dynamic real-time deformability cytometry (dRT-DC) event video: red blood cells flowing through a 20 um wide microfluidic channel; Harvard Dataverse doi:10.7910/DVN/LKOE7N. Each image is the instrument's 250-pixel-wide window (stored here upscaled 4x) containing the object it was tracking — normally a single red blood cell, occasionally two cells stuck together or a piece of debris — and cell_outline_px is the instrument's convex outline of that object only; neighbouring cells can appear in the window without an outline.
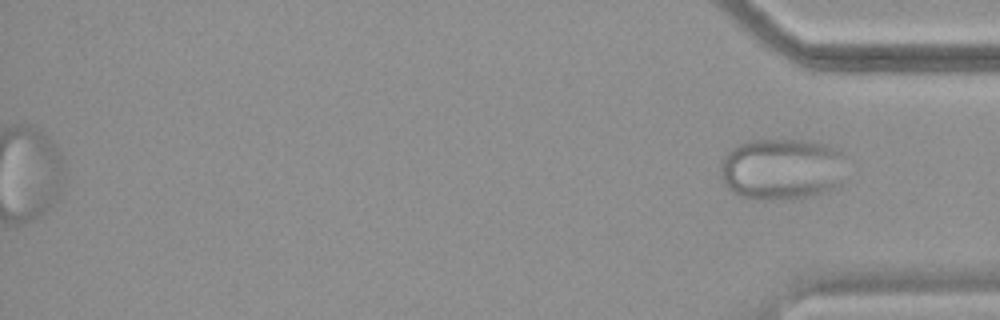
{"species": "common noctule bat (a hibernating species)", "species_latin": "Nyctalus noctula", "temperature_condition": "warm", "stored_images_in_passage": 52, "segment_of_instrument_passage": [2, 2], "camera_frame_rate_fps": 3000, "um_per_image_px": 0.085, "animal": {"sex": "female", "body_mass_g": 18.4}, "frame": {"image": 1, "passage_image": 52, "time_ms": 17.0, "image_size_px": [1000, 320], "cell_outline_px": [[844, 148], [840, 184], [836, 188], [812, 196], [788, 200], [748, 200], [732, 192], [724, 184], [720, 176], [720, 164], [724, 156], [732, 148], [748, 140], [808, 140]], "centroid_in_image_um": [66.44, 14.38], "position_along_channel_um": 368.8, "area_um2": 46.12}}